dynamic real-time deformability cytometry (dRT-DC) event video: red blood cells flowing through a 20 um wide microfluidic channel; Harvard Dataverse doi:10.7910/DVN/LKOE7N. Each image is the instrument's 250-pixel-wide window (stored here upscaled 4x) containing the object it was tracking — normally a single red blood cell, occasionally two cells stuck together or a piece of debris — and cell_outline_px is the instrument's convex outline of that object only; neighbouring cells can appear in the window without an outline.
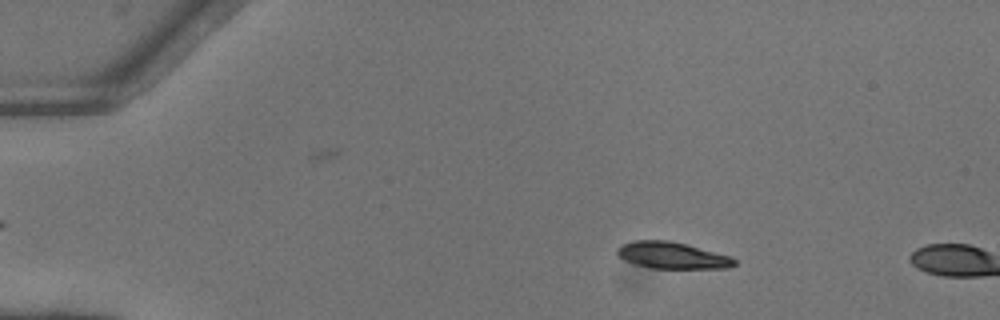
{"species": "common noctule bat (a hibernating species)", "species_latin": "Nyctalus noctula", "temperature_condition": "warm", "stored_images_in_passage": 3, "camera_frame_rate_fps": 3000, "um_per_image_px": 0.085, "animal": {"sex": "female"}, "frame": {"image": 1, "passage_image": 1, "time_ms": 0.0, "image_size_px": [1000, 320], "cell_outline_px": [[736, 264], [728, 268], [652, 268], [636, 264], [624, 260], [616, 252], [616, 248], [620, 244], [636, 240], [668, 240], [732, 256], [736, 260]], "centroid_in_image_um": [57.12, 21.7], "position_along_channel_um": 27.9, "area_um2": 18.09}}